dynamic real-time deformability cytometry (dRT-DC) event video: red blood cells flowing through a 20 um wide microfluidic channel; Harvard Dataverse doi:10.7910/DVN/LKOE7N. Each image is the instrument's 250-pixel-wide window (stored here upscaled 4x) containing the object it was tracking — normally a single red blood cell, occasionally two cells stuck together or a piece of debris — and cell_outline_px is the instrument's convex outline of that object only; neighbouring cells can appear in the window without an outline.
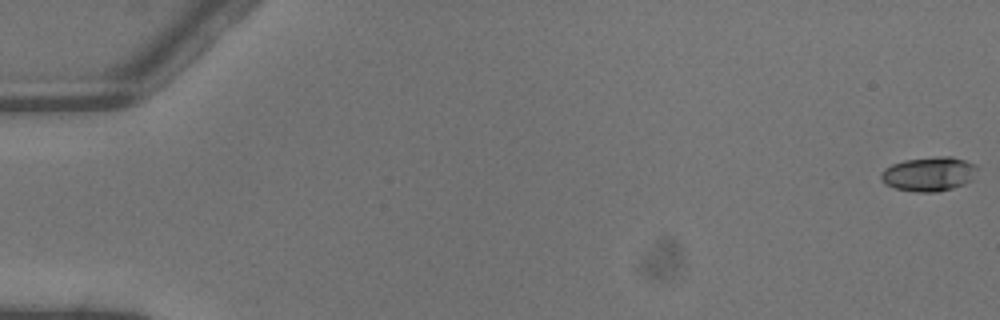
{"species": "common noctule bat (a hibernating species)", "species_latin": "Nyctalus noctula", "temperature_condition": "warm", "stored_images_in_passage": 6, "camera_frame_rate_fps": 3000, "um_per_image_px": 0.085, "animal": {"sex": "male", "body_mass_g": 13.3}, "frame": {"image": 1, "passage_image": 1, "time_ms": 0.0, "image_size_px": [1000, 320], "cell_outline_px": [[980, 168], [972, 180], [964, 184], [952, 188], [936, 192], [916, 192], [896, 188], [884, 184], [880, 180], [880, 172], [884, 168], [892, 164], [904, 160], [936, 156], [952, 156], [976, 164]], "centroid_in_image_um": [78.97, 14.78], "position_along_channel_um": 6.0, "area_um2": 19.59}}
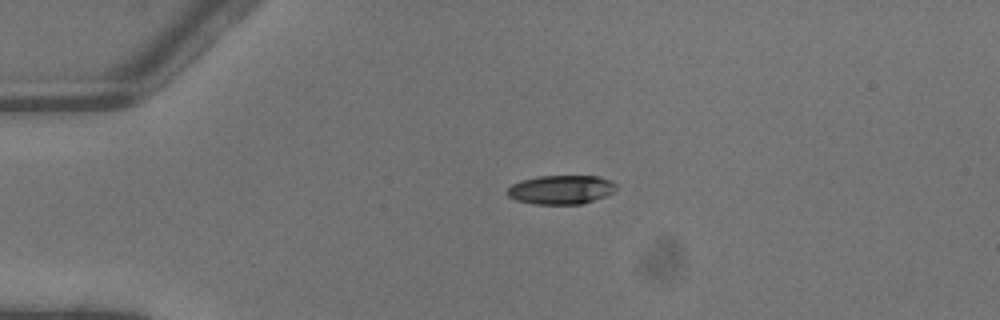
{"frame": {"image": 2, "passage_image": 4, "time_ms": 1.0, "image_size_px": [1000, 320], "cell_outline_px": [[616, 188], [612, 192], [604, 196], [584, 204], [532, 204], [516, 200], [508, 196], [504, 192], [512, 184], [520, 180], [536, 176], [600, 176], [612, 180], [616, 184]], "centroid_in_image_um": [47.66, 16.12], "position_along_channel_um": 37.3, "area_um2": 18.61}}
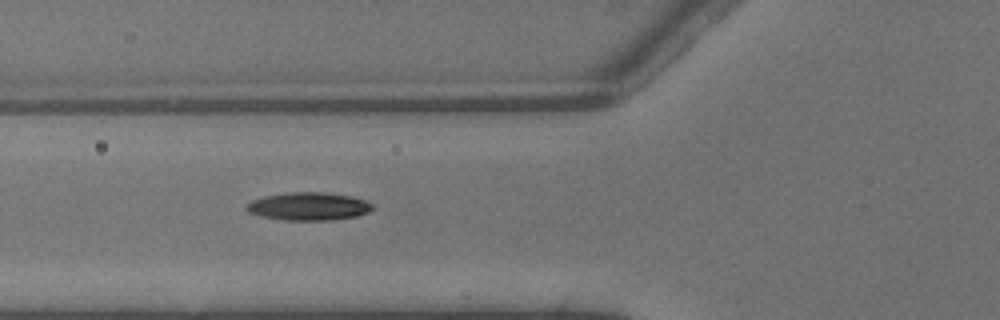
{"frame": {"image": 3, "passage_image": 6, "time_ms": 1.667, "image_size_px": [1000, 320], "cell_outline_px": [[376, 208], [368, 212], [356, 216], [332, 220], [284, 220], [260, 216], [248, 212], [244, 208], [244, 204], [252, 200], [264, 196], [288, 192], [328, 192], [352, 196], [364, 200], [372, 204]], "centroid_in_image_um": [26.21, 17.53], "position_along_channel_um": 99.6, "area_um2": 20.81}}